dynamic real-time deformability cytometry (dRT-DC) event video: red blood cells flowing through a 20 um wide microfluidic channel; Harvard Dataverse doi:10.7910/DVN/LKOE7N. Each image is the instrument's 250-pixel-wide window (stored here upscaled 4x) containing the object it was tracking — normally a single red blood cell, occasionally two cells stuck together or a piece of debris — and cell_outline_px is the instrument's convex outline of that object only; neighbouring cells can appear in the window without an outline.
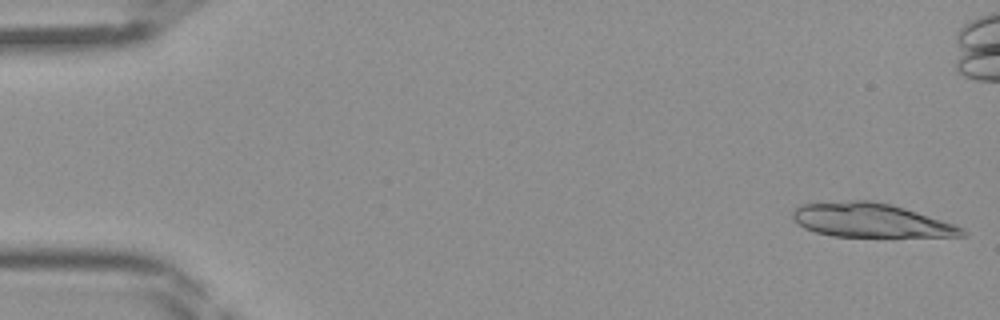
{"species": "Egyptian fruit bat (a non-hibernating species)", "species_latin": "Rousettus aegyptiacus", "temperature_condition": "room temperature", "stored_images_in_passage": 44, "camera_frame_rate_fps": 3000, "um_per_image_px": 0.085, "frame": {"image": 1, "passage_image": 1, "time_ms": 0.0, "image_size_px": [1000, 320], "cell_outline_px": [[968, 236], [832, 236], [816, 232], [804, 228], [792, 220], [792, 212], [800, 204], [852, 200], [872, 200], [904, 208], [956, 224], [964, 228], [968, 232]], "centroid_in_image_um": [74.01, 18.72], "position_along_channel_um": 11.0, "area_um2": 33.47}}
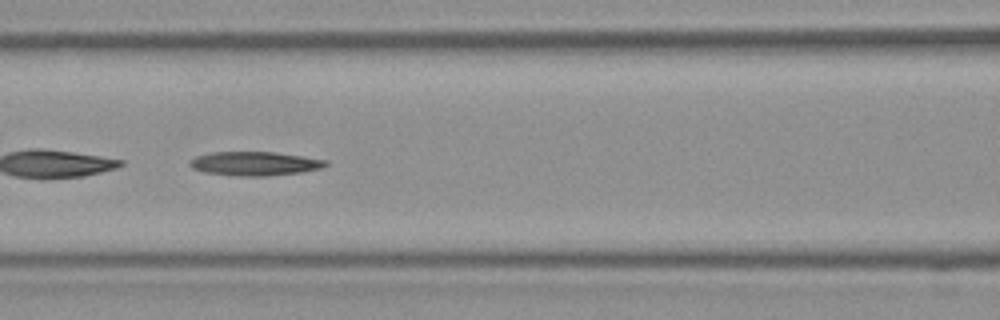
{"frame": {"image": 2, "passage_image": 19, "time_ms": 6.0, "image_size_px": [1000, 320], "cell_outline_px": [[328, 164], [320, 168], [300, 172], [264, 176], [240, 176], [204, 172], [192, 168], [188, 164], [196, 156], [212, 152], [272, 152], [304, 156], [328, 160]], "centroid_in_image_um": [21.65, 13.9], "position_along_channel_um": 144.9, "area_um2": 18.79}}